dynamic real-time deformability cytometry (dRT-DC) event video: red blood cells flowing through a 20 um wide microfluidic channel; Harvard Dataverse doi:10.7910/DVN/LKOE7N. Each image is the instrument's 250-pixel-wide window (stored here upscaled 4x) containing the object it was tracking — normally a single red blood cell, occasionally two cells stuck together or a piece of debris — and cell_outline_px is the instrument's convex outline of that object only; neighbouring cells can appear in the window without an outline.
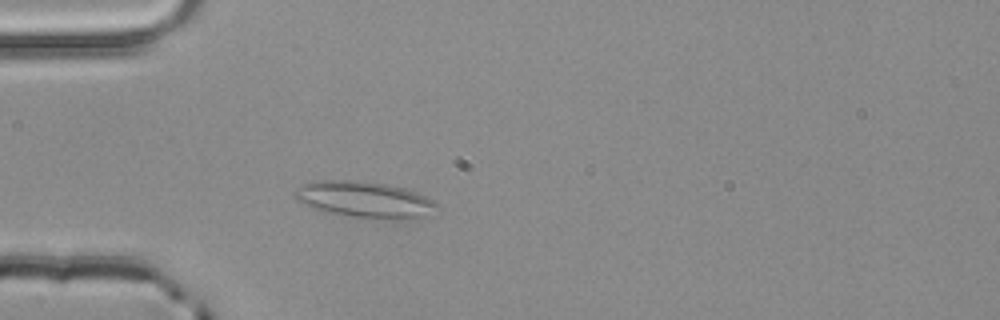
{"species": "common noctule bat (a hibernating species)", "species_latin": "Nyctalus noctula", "temperature_condition": "room temperature", "stored_images_in_passage": 3, "camera_frame_rate_fps": 3000, "um_per_image_px": 0.085, "animal": {"sex": "male", "body_mass_g": 20.4}, "frame": {"image": 1, "passage_image": 3, "time_ms": 0.667, "image_size_px": [1000, 320], "cell_outline_px": [[436, 204], [424, 216], [352, 216], [320, 212], [296, 200], [292, 196], [292, 192], [296, 188], [304, 184], [316, 180], [364, 180], [388, 184], [404, 188], [424, 196], [432, 200]], "centroid_in_image_um": [30.77, 16.89], "position_along_channel_um": 54.2, "area_um2": 28.96}}